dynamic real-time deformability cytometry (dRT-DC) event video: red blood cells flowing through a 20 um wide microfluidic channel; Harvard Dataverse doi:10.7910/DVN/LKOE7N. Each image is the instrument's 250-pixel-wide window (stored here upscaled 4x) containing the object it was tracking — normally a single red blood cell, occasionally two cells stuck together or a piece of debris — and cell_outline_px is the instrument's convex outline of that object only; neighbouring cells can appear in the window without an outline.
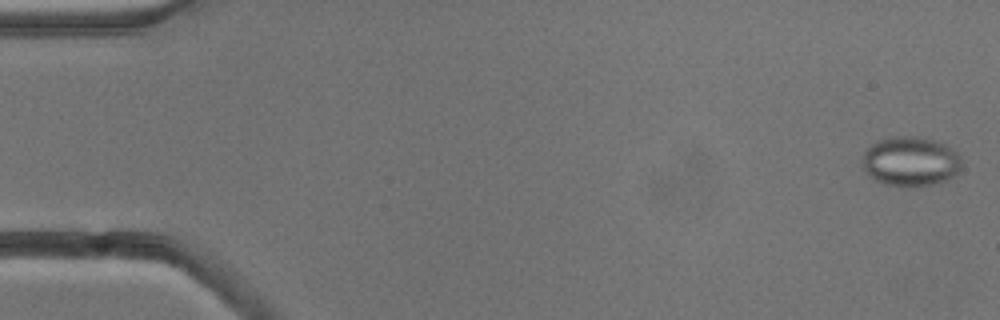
{"species": "common noctule bat (a hibernating species)", "species_latin": "Nyctalus noctula", "temperature_condition": "cold", "stored_images_in_passage": 5, "camera_frame_rate_fps": 3000, "um_per_image_px": 0.085, "animal": {"sex": "male", "body_mass_g": 13.3}, "frame": {"image": 1, "passage_image": 1, "time_ms": 0.0, "image_size_px": [1000, 320], "cell_outline_px": [[960, 168], [948, 180], [932, 184], [904, 188], [884, 184], [876, 180], [864, 168], [864, 152], [872, 144], [880, 140], [892, 136], [924, 136], [944, 144], [956, 152], [960, 156]], "centroid_in_image_um": [77.41, 13.72], "position_along_channel_um": 7.6, "area_um2": 28.55}}